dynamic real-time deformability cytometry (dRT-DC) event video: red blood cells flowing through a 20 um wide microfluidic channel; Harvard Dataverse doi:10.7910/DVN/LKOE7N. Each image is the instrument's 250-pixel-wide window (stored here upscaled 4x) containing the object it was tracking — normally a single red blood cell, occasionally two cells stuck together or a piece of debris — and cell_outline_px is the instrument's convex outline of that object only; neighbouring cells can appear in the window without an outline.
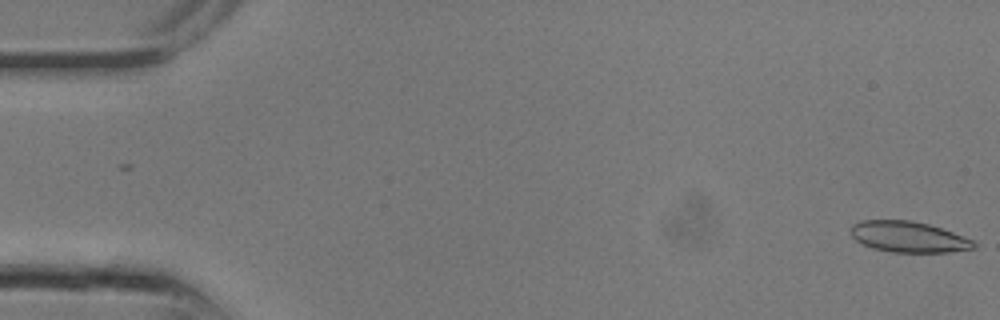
{"species": "common noctule bat (a hibernating species)", "species_latin": "Nyctalus noctula", "temperature_condition": "room temperature", "stored_images_in_passage": 2, "camera_frame_rate_fps": 3000, "um_per_image_px": 0.085, "animal": {"sex": "male", "body_mass_g": 13.3}, "frame": {"image": 1, "passage_image": 2, "time_ms": 0.333, "image_size_px": [1000, 320], "cell_outline_px": [[976, 248], [948, 252], [892, 252], [872, 248], [856, 240], [852, 236], [848, 228], [852, 224], [860, 220], [912, 220], [928, 224], [952, 232], [972, 240], [976, 244]], "centroid_in_image_um": [77.17, 20.12], "position_along_channel_um": 7.8, "area_um2": 22.14}}